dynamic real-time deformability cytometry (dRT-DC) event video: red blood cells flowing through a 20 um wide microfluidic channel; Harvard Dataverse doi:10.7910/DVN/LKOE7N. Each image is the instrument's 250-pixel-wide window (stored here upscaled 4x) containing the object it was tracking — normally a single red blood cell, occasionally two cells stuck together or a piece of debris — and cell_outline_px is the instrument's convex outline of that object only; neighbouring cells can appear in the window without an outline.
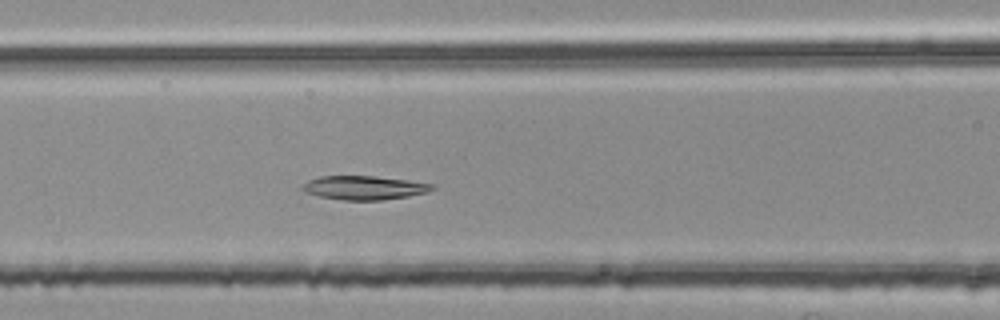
{"species": "common noctule bat (a hibernating species)", "species_latin": "Nyctalus noctula", "temperature_condition": "room temperature", "stored_images_in_passage": 39, "camera_frame_rate_fps": 3000, "um_per_image_px": 0.085, "animal": {"sex": "female", "body_mass_g": 25.1}, "frame": {"image": 1, "passage_image": 17, "time_ms": 5.333, "image_size_px": [1000, 320], "cell_outline_px": [[436, 188], [428, 192], [408, 196], [380, 200], [344, 200], [320, 196], [304, 192], [300, 188], [300, 184], [308, 180], [320, 176], [376, 176], [436, 184]], "centroid_in_image_um": [30.94, 15.95], "position_along_channel_um": 135.7, "area_um2": 18.15}}
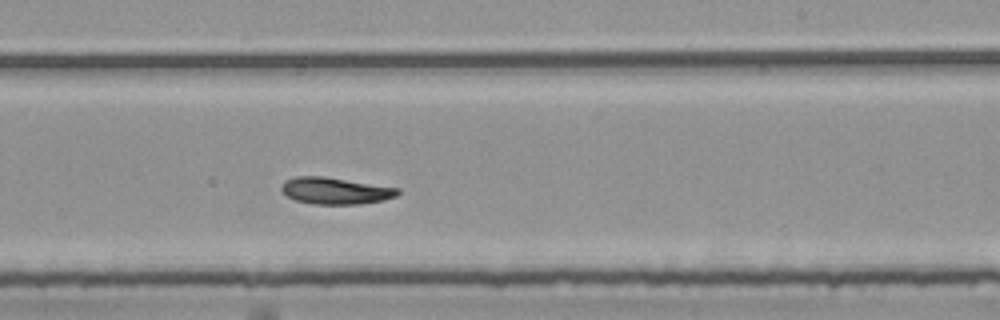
{"frame": {"image": 2, "passage_image": 27, "time_ms": 8.667, "image_size_px": [1000, 320], "cell_outline_px": [[400, 192], [396, 196], [384, 200], [360, 204], [316, 204], [296, 200], [288, 196], [280, 188], [284, 180], [296, 176], [324, 176], [400, 188]], "centroid_in_image_um": [28.52, 16.21], "position_along_channel_um": 260.5, "area_um2": 18.09}}
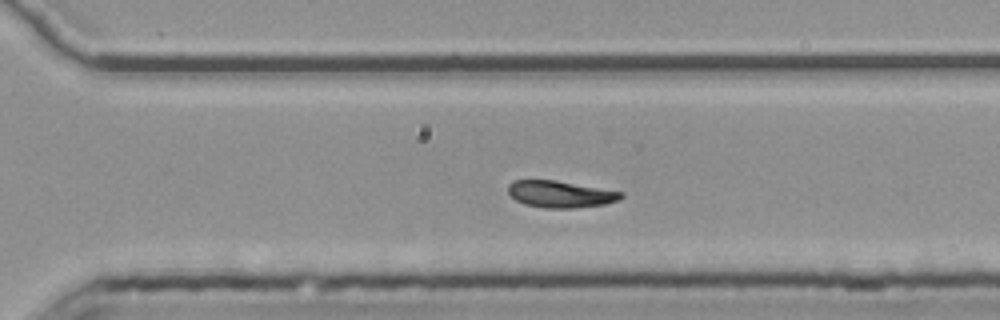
{"frame": {"image": 3, "passage_image": 32, "time_ms": 10.333, "image_size_px": [1000, 320], "cell_outline_px": [[624, 196], [620, 200], [604, 204], [576, 208], [544, 208], [524, 204], [516, 200], [508, 192], [508, 184], [512, 180], [556, 180], [624, 192]], "centroid_in_image_um": [47.64, 16.5], "position_along_channel_um": 323.0, "area_um2": 17.74}, "authors_computed_cell_mechanics": {"area_um2": 18.2648, "velocity_mm_per_s": 3.7531, "shape_relaxation_time_tau1_ms": null, "shape_relaxation_time_tau2_ms": 7.6512, "deformation_change_tau1": null, "deformation_change_tau2": 0.1141}}